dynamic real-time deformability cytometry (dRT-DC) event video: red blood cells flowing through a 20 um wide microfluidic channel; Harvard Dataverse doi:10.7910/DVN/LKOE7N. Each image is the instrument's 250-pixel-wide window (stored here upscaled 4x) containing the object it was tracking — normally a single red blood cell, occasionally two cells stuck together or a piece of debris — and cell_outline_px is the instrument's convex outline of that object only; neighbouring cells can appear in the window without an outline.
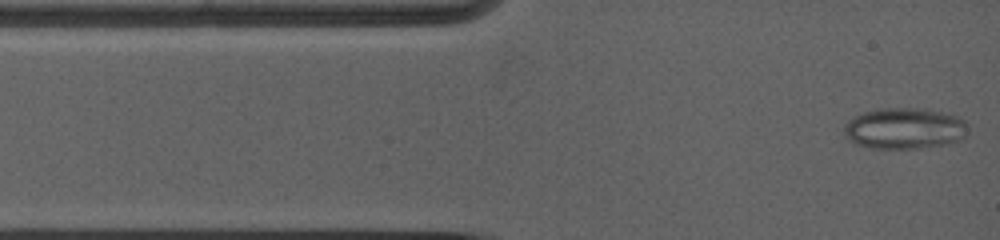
{"species": "common noctule bat (a hibernating species)", "species_latin": "Nyctalus noctula", "temperature_condition": "warm", "stored_images_in_passage": 41, "camera_frame_rate_fps": 5000, "um_per_image_px": 0.085, "animal": {"sex": "female", "body_mass_g": 19.0, "forearm_length_mm": 53.3}, "frame": {"image": 1, "passage_image": 1, "time_ms": 0.0, "image_size_px": [1000, 240], "cell_outline_px": [[968, 124], [960, 136], [952, 140], [940, 144], [920, 148], [872, 148], [856, 144], [844, 132], [844, 124], [848, 120], [864, 112], [880, 108], [924, 108], [960, 116]], "centroid_in_image_um": [76.83, 10.88], "position_along_channel_um": 8.2, "area_um2": 29.02}}
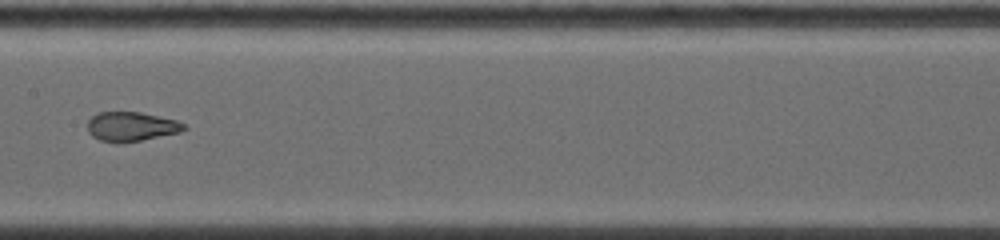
{"frame": {"image": 2, "passage_image": 16, "time_ms": 5.8, "image_size_px": [1000, 240], "cell_outline_px": [[188, 128], [180, 132], [140, 140], [100, 140], [92, 136], [88, 132], [88, 120], [96, 112], [140, 112], [176, 120], [184, 124]], "centroid_in_image_um": [11.16, 10.71], "position_along_channel_um": 196.2, "area_um2": 15.95}}
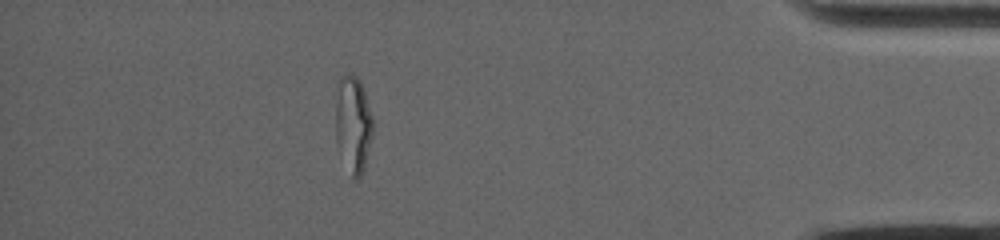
{"frame": {"image": 3, "passage_image": 36, "time_ms": 12.4, "image_size_px": [1000, 240], "cell_outline_px": [[372, 136], [364, 168], [360, 176], [356, 180], [352, 180], [336, 140], [336, 104], [340, 76], [348, 72], [352, 72], [360, 80], [372, 116]], "centroid_in_image_um": [30.02, 10.54], "position_along_channel_um": 405.2, "area_um2": 20.75}}